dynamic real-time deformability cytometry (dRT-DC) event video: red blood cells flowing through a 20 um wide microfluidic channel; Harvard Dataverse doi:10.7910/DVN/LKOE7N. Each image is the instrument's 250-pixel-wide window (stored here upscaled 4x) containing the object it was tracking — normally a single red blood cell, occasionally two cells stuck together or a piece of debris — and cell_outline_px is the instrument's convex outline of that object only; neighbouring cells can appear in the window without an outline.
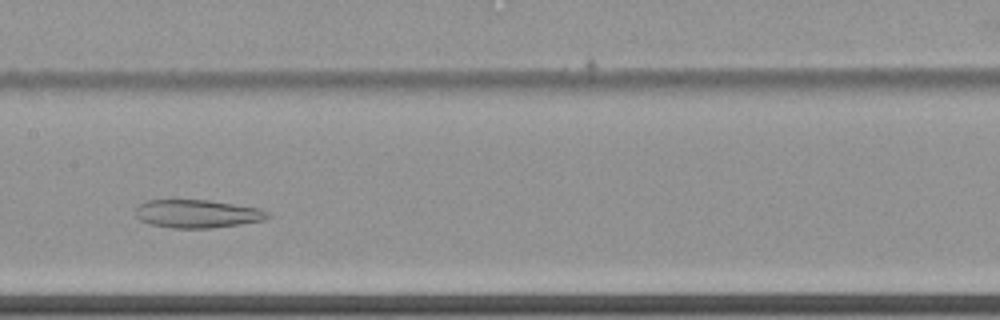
{"species": "common noctule bat (a hibernating species)", "species_latin": "Nyctalus noctula", "temperature_condition": "cold", "stored_images_in_passage": 42, "camera_frame_rate_fps": 3000, "um_per_image_px": 0.085, "animal": {"sex": "female", "body_mass_g": 22.7, "forearm_length_mm": 54.2}, "frame": {"image": 1, "passage_image": 13, "time_ms": 4.0, "image_size_px": [1000, 320], "cell_outline_px": [[272, 216], [264, 220], [240, 224], [212, 228], [172, 228], [152, 224], [140, 220], [136, 216], [136, 208], [140, 204], [148, 200], [172, 196], [208, 200], [260, 208], [268, 212]], "centroid_in_image_um": [16.73, 18.12], "position_along_channel_um": 190.7, "area_um2": 22.48}, "authors_computed_cell_mechanics": {"area_um2": 27.6862, "velocity_mm_per_s": 3.4134, "shape_relaxation_time_tau1_ms": null, "shape_relaxation_time_tau2_ms": 4.2975, "deformation_change_tau1": null, "deformation_change_tau2": 0.11}}